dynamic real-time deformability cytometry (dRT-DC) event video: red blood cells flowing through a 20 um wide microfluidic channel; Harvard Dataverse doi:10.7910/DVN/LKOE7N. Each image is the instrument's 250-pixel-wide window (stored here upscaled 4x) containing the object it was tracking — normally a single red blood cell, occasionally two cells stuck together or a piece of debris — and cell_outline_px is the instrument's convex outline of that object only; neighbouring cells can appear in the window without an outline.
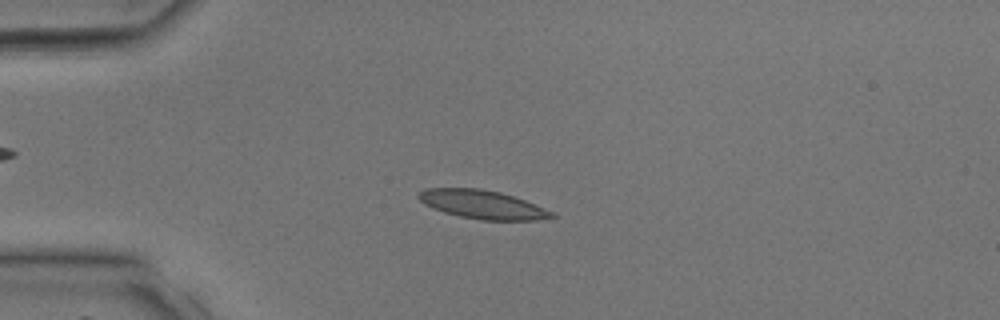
{"species": "common noctule bat (a hibernating species)", "species_latin": "Nyctalus noctula", "temperature_condition": "room temperature", "stored_images_in_passage": 37, "camera_frame_rate_fps": 3000, "um_per_image_px": 0.085, "animal": {"sex": "male", "body_mass_g": 17.9, "forearm_length_mm": 54.2}, "frame": {"image": 1, "passage_image": 9, "time_ms": 2.667, "image_size_px": [1000, 320], "cell_outline_px": [[556, 216], [536, 220], [484, 220], [460, 216], [444, 212], [432, 208], [424, 204], [416, 196], [424, 188], [480, 188], [500, 192], [524, 200], [556, 212]], "centroid_in_image_um": [41.0, 17.38], "position_along_channel_um": 44.0, "area_um2": 22.14}}
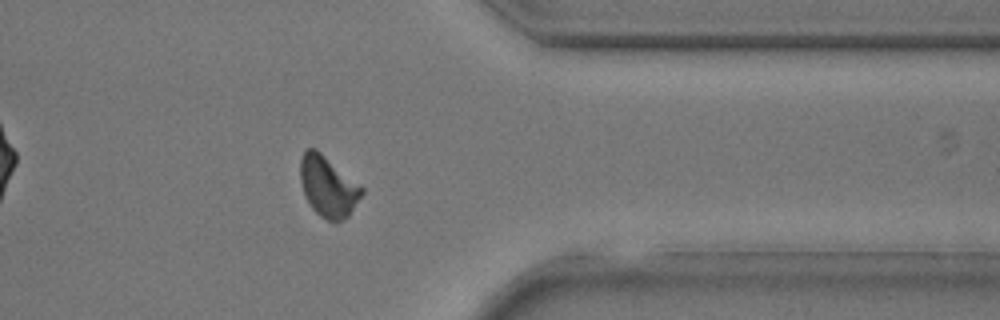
{"frame": {"image": 2, "passage_image": 30, "time_ms": 9.667, "image_size_px": [1000, 320], "cell_outline_px": [[364, 192], [348, 216], [340, 220], [328, 220], [320, 216], [312, 208], [304, 192], [300, 180], [300, 160], [304, 152], [308, 148], [316, 148], [364, 188]], "centroid_in_image_um": [27.88, 15.83], "position_along_channel_um": 383.5, "area_um2": 21.39}}
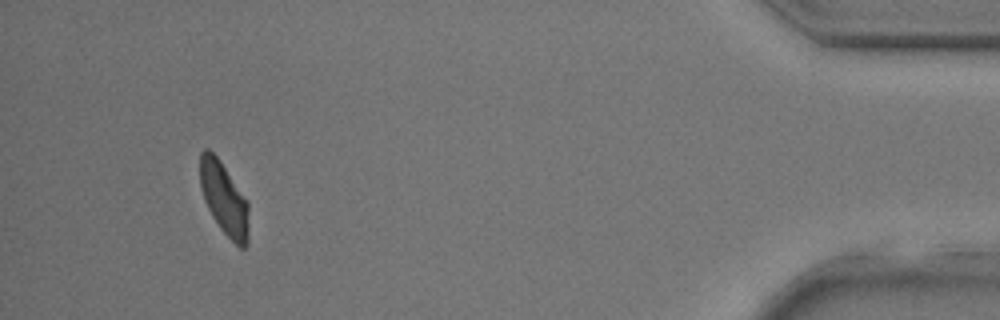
{"frame": {"image": 3, "passage_image": 35, "time_ms": 11.333, "image_size_px": [1000, 320], "cell_outline_px": [[248, 244], [244, 248], [240, 248], [220, 228], [212, 216], [204, 200], [200, 188], [200, 152], [204, 148], [208, 148], [220, 160], [248, 200]], "centroid_in_image_um": [19.05, 16.86], "position_along_channel_um": 416.2, "area_um2": 20.75}}